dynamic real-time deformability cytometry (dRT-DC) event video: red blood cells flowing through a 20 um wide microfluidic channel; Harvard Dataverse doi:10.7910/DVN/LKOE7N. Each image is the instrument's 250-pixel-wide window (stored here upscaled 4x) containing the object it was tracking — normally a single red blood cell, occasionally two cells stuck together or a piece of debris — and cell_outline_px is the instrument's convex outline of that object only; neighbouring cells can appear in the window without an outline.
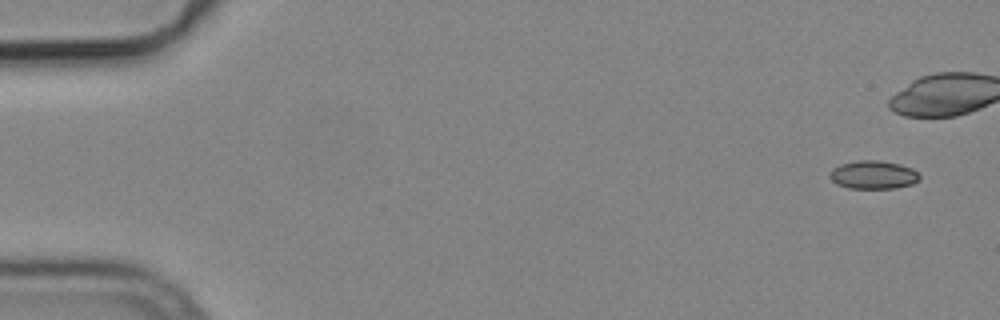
{"species": "common noctule bat (a hibernating species)", "species_latin": "Nyctalus noctula", "temperature_condition": "cold", "stored_images_in_passage": 7, "camera_frame_rate_fps": 3000, "um_per_image_px": 0.085, "animal": {"sex": "male", "body_mass_g": 19.2, "forearm_length_mm": 51.8}, "frame": {"image": 1, "passage_image": 1, "time_ms": 0.0, "image_size_px": [1000, 320], "cell_outline_px": [[920, 180], [912, 184], [896, 188], [848, 188], [836, 184], [828, 176], [832, 168], [840, 164], [860, 160], [880, 160], [900, 164], [912, 168], [920, 176]], "centroid_in_image_um": [74.22, 14.86], "position_along_channel_um": 10.8, "area_um2": 14.91}}